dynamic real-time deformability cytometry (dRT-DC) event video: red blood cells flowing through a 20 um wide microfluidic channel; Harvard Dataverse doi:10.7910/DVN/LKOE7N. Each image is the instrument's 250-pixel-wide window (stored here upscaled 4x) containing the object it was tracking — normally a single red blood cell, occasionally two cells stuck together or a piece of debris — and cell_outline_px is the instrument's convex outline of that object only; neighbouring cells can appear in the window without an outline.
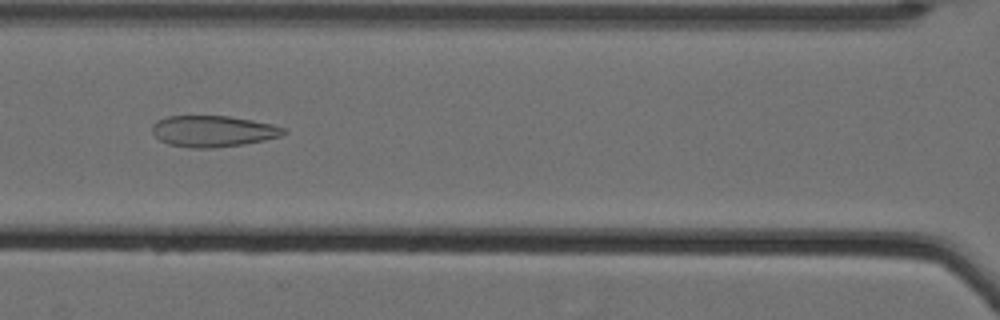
{"species": "Egyptian fruit bat (a non-hibernating species)", "species_latin": "Rousettus aegyptiacus", "temperature_condition": "cold", "stored_images_in_passage": 46, "camera_frame_rate_fps": 3000, "um_per_image_px": 0.085, "animal": {"sex": "female"}, "frame": {"image": 1, "passage_image": 16, "time_ms": 5.0, "image_size_px": [1000, 320], "cell_outline_px": [[288, 132], [280, 136], [264, 140], [244, 144], [212, 148], [192, 148], [168, 144], [160, 140], [152, 132], [152, 124], [156, 120], [168, 116], [228, 116], [252, 120], [272, 124], [288, 128]], "centroid_in_image_um": [18.12, 11.15], "position_along_channel_um": 148.5, "area_um2": 24.04}}
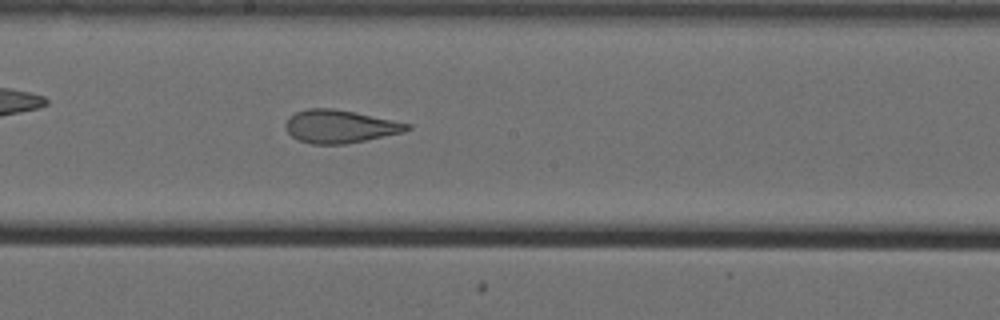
{"frame": {"image": 2, "passage_image": 22, "time_ms": 7.0, "image_size_px": [1000, 320], "cell_outline_px": [[412, 128], [404, 132], [344, 144], [312, 144], [300, 140], [292, 136], [288, 132], [284, 124], [288, 116], [296, 112], [308, 108], [332, 108], [356, 112], [412, 124]], "centroid_in_image_um": [28.89, 10.73], "position_along_channel_um": 219.3, "area_um2": 23.35}}
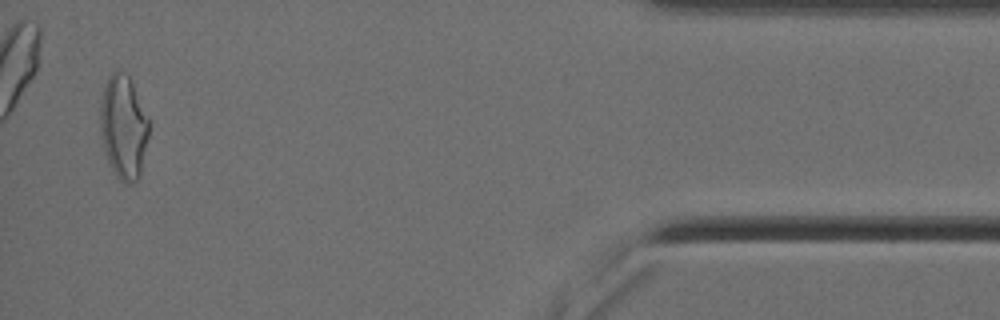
{"frame": {"image": 3, "passage_image": 44, "time_ms": 14.333, "image_size_px": [1000, 320], "cell_outline_px": [[148, 136], [140, 176], [132, 184], [124, 184], [116, 176], [108, 160], [104, 148], [100, 132], [100, 104], [104, 84], [108, 76], [116, 68], [124, 72], [128, 76], [148, 116]], "centroid_in_image_um": [10.48, 10.79], "position_along_channel_um": 424.7, "area_um2": 29.42}}